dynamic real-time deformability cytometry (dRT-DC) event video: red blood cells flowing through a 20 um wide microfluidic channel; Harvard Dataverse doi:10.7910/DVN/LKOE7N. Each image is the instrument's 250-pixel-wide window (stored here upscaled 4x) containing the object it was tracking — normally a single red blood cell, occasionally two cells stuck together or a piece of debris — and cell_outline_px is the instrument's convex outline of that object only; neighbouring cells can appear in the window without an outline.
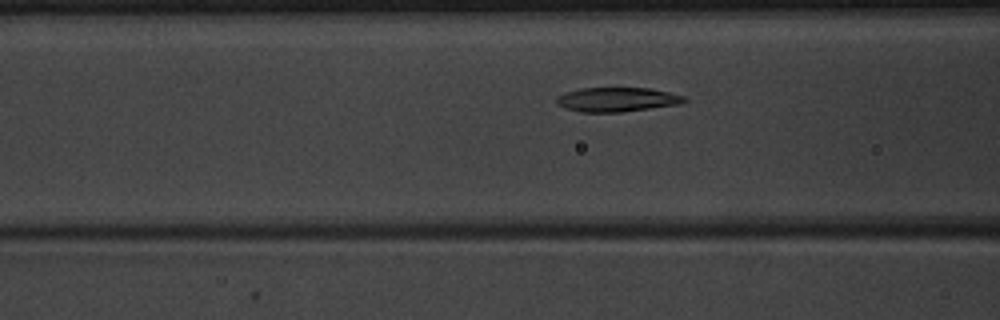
{"species": "common noctule bat (a hibernating species)", "species_latin": "Nyctalus noctula", "temperature_condition": "warm", "stored_images_in_passage": 43, "camera_frame_rate_fps": 3000, "um_per_image_px": 0.085, "animal": {"sex": "male", "body_mass_g": 20.1, "forearm_length_mm": 53.5}, "frame": {"image": 1, "passage_image": 12, "time_ms": 3.667, "image_size_px": [1000, 320], "cell_outline_px": [[688, 100], [680, 104], [620, 112], [580, 112], [556, 104], [556, 96], [580, 88], [652, 88], [684, 96]], "centroid_in_image_um": [52.46, 8.45], "position_along_channel_um": 114.1, "area_um2": 17.98}}
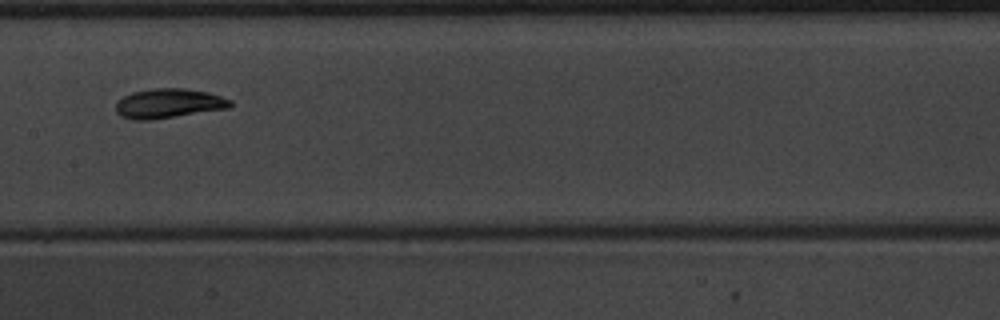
{"frame": {"image": 2, "passage_image": 18, "time_ms": 5.667, "image_size_px": [1000, 320], "cell_outline_px": [[232, 104], [228, 108], [152, 120], [132, 120], [120, 116], [116, 112], [116, 104], [124, 96], [132, 92], [152, 88], [184, 88], [208, 92], [232, 100]], "centroid_in_image_um": [14.31, 8.79], "position_along_channel_um": 193.1, "area_um2": 19.71}}
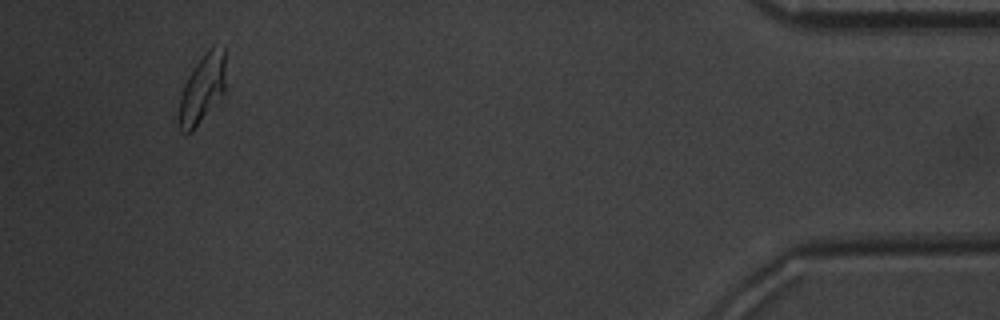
{"frame": {"image": 3, "passage_image": 40, "time_ms": 13.0, "image_size_px": [1000, 320], "cell_outline_px": [[224, 92], [192, 132], [180, 132], [176, 120], [176, 116], [180, 96], [184, 84], [188, 76], [196, 64], [208, 48], [224, 48]], "centroid_in_image_um": [17.11, 7.63], "position_along_channel_um": 418.1, "area_um2": 18.55}, "authors_computed_cell_mechanics": {"area_um2": 18.5538, "velocity_mm_per_s": 3.9318, "shape_relaxation_time_tau1_ms": 2.8975, "shape_relaxation_time_tau2_ms": 2.2666, "deformation_change_tau1": 0.1339, "deformation_change_tau2": 0.0567}}